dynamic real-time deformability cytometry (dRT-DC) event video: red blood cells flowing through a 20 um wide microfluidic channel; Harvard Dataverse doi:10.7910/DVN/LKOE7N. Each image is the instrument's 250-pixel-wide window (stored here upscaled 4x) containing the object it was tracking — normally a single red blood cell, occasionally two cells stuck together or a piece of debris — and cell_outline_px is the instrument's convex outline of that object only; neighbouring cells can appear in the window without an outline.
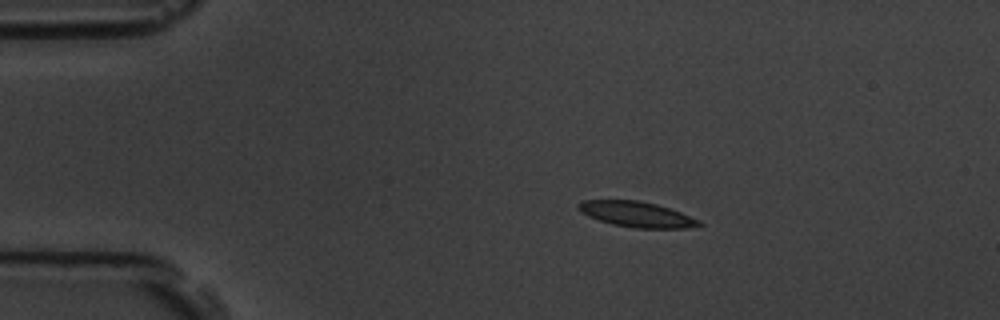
{"species": "common noctule bat (a hibernating species)", "species_latin": "Nyctalus noctula", "temperature_condition": "room temperature", "stored_images_in_passage": 4, "camera_frame_rate_fps": 3000, "um_per_image_px": 0.085, "animal": {"sex": "male", "body_mass_g": 19.5, "forearm_length_mm": 54.6}, "frame": {"image": 1, "passage_image": 1, "time_ms": 0.0, "image_size_px": [1000, 320], "cell_outline_px": [[704, 224], [684, 228], [636, 228], [612, 224], [588, 216], [580, 212], [576, 208], [576, 204], [584, 200], [640, 200], [656, 204], [680, 212], [700, 220]], "centroid_in_image_um": [54.08, 18.21], "position_along_channel_um": 30.9, "area_um2": 17.86}}
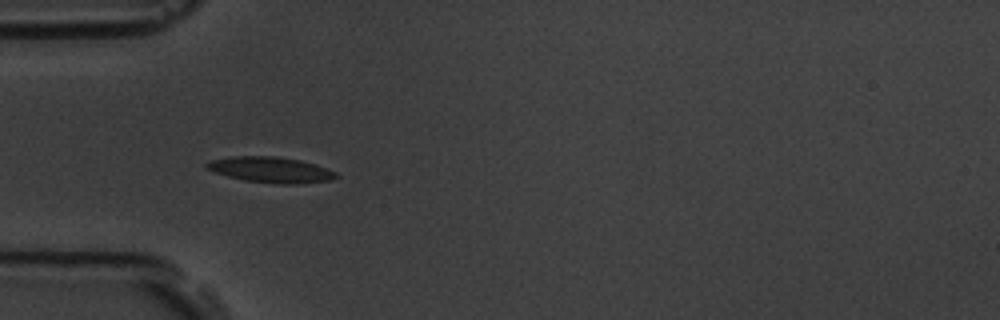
{"frame": {"image": 2, "passage_image": 3, "time_ms": 2.333, "image_size_px": [1000, 320], "cell_outline_px": [[340, 176], [328, 180], [300, 184], [276, 184], [244, 180], [228, 176], [204, 168], [204, 164], [212, 160], [232, 156], [276, 156], [300, 160], [316, 164], [336, 172]], "centroid_in_image_um": [23.02, 14.43], "position_along_channel_um": 62.0, "area_um2": 19.42}}
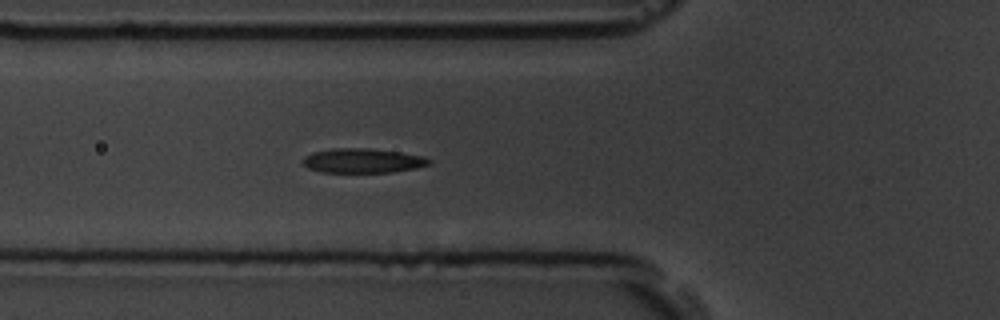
{"frame": {"image": 3, "passage_image": 4, "time_ms": 3.333, "image_size_px": [1000, 320], "cell_outline_px": [[432, 160], [428, 164], [416, 168], [392, 172], [320, 172], [308, 168], [304, 164], [304, 156], [312, 152], [332, 148], [368, 148], [400, 152], [424, 156]], "centroid_in_image_um": [30.82, 13.65], "position_along_channel_um": 95.0, "area_um2": 17.98}}